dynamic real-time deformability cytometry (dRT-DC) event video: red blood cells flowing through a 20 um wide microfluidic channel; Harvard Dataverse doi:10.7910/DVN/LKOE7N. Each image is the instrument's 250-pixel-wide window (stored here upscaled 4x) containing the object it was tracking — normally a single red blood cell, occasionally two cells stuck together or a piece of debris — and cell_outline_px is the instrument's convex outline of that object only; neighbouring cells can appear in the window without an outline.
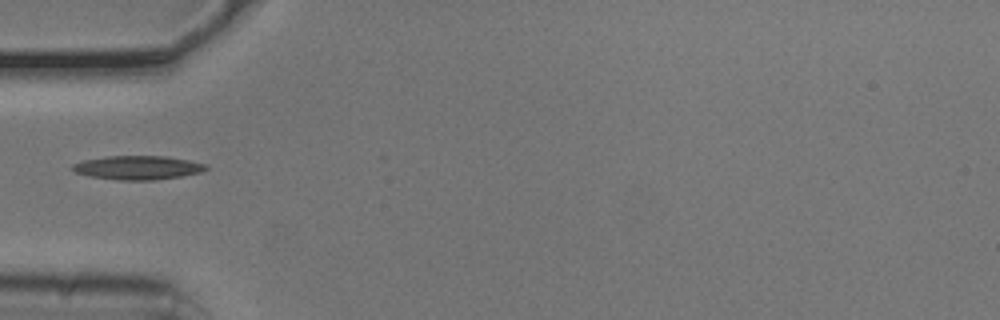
{"species": "common noctule bat (a hibernating species)", "species_latin": "Nyctalus noctula", "temperature_condition": "cold", "stored_images_in_passage": 37, "camera_frame_rate_fps": 3000, "um_per_image_px": 0.085, "animal": {"sex": "male", "body_mass_g": 20.5, "forearm_length_mm": 52.5}, "frame": {"image": 1, "passage_image": 1, "time_ms": 0.0, "image_size_px": [1000, 320], "cell_outline_px": [[208, 168], [200, 172], [180, 176], [156, 180], [120, 180], [92, 176], [76, 172], [72, 168], [72, 164], [84, 160], [108, 156], [168, 156], [208, 164]], "centroid_in_image_um": [11.75, 14.24], "position_along_channel_um": 73.2, "area_um2": 18.38}}
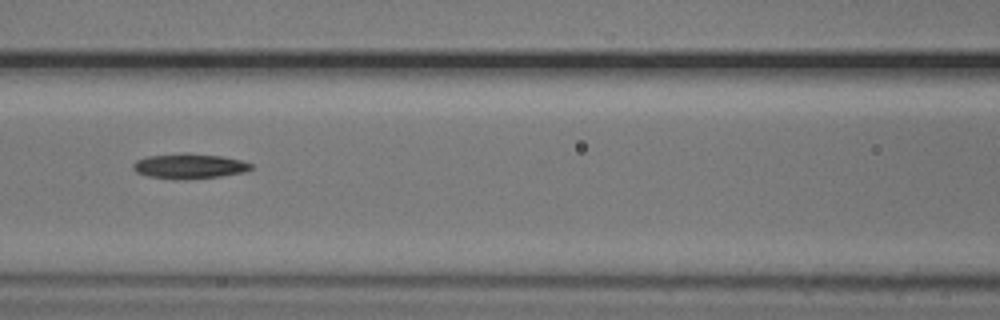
{"frame": {"image": 2, "passage_image": 7, "time_ms": 2.0, "image_size_px": [1000, 320], "cell_outline_px": [[252, 168], [244, 172], [220, 176], [184, 180], [176, 180], [148, 176], [136, 172], [132, 168], [132, 164], [136, 160], [144, 156], [180, 152], [188, 152], [220, 156], [240, 160], [252, 164]], "centroid_in_image_um": [16.02, 14.11], "position_along_channel_um": 150.6, "area_um2": 17.57}}
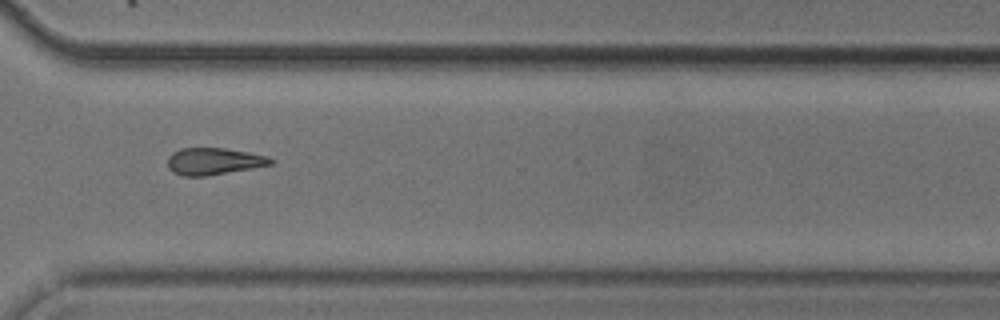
{"frame": {"image": 3, "passage_image": 23, "time_ms": 7.333, "image_size_px": [1000, 320], "cell_outline_px": [[276, 160], [272, 164], [252, 168], [208, 176], [184, 176], [172, 172], [168, 168], [168, 156], [172, 152], [180, 148], [224, 148], [248, 152], [268, 156]], "centroid_in_image_um": [18.16, 13.71], "position_along_channel_um": 352.4, "area_um2": 16.3}}